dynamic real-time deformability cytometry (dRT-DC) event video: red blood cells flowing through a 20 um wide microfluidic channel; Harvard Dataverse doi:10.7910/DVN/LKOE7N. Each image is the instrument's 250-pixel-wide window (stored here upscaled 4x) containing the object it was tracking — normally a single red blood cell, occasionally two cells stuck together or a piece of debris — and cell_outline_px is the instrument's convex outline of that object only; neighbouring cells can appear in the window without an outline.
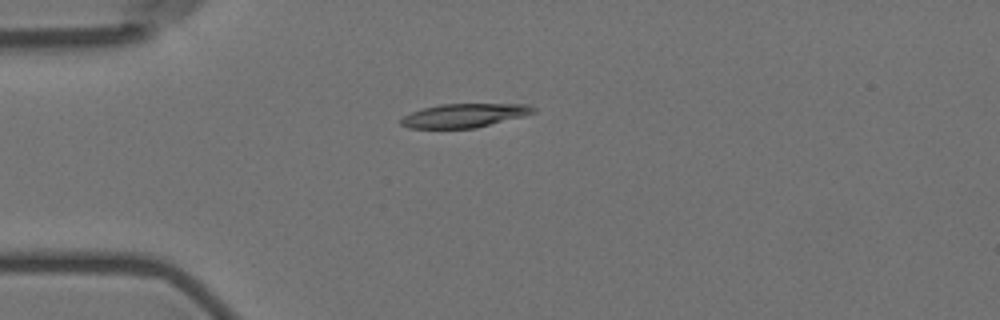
{"species": "Egyptian fruit bat (a non-hibernating species)", "species_latin": "Rousettus aegyptiacus", "temperature_condition": "room temperature", "stored_images_in_passage": 3, "camera_frame_rate_fps": 3000, "um_per_image_px": 0.085, "animal": {"sex": "female"}, "frame": {"image": 1, "passage_image": 1, "time_ms": 0.0, "image_size_px": [1000, 320], "cell_outline_px": [[536, 112], [524, 116], [476, 128], [408, 128], [400, 124], [400, 120], [404, 116], [412, 112], [424, 108], [440, 104], [528, 104], [536, 108]], "centroid_in_image_um": [39.49, 9.82], "position_along_channel_um": 45.5, "area_um2": 18.32}}
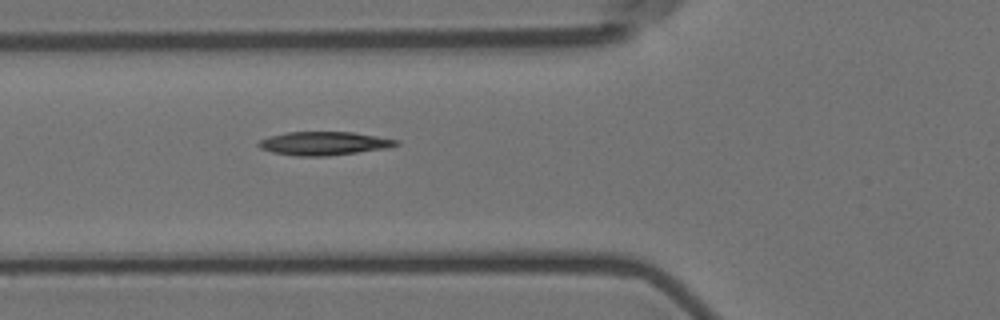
{"frame": {"image": 2, "passage_image": 3, "time_ms": 2.0, "image_size_px": [1000, 320], "cell_outline_px": [[400, 144], [388, 148], [328, 156], [296, 156], [272, 152], [260, 148], [256, 144], [260, 140], [268, 136], [284, 132], [352, 132], [400, 140]], "centroid_in_image_um": [27.52, 12.19], "position_along_channel_um": 98.3, "area_um2": 18.96}}